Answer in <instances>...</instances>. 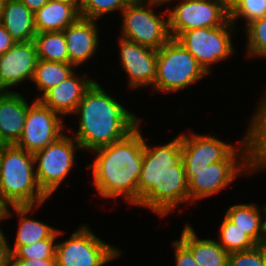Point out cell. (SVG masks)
<instances>
[{
  "instance_id": "6da1fadb",
  "label": "cell",
  "mask_w": 266,
  "mask_h": 266,
  "mask_svg": "<svg viewBox=\"0 0 266 266\" xmlns=\"http://www.w3.org/2000/svg\"><path fill=\"white\" fill-rule=\"evenodd\" d=\"M186 203L189 204V183L182 162L181 136L154 146L144 138L138 207L165 218Z\"/></svg>"
},
{
  "instance_id": "7a4b0ae2",
  "label": "cell",
  "mask_w": 266,
  "mask_h": 266,
  "mask_svg": "<svg viewBox=\"0 0 266 266\" xmlns=\"http://www.w3.org/2000/svg\"><path fill=\"white\" fill-rule=\"evenodd\" d=\"M108 92L102 84L94 81L72 115L77 118V131L67 127V132L73 133L71 135L82 151L90 153L108 146L141 127L144 118L114 98L116 92Z\"/></svg>"
},
{
  "instance_id": "3957f363",
  "label": "cell",
  "mask_w": 266,
  "mask_h": 266,
  "mask_svg": "<svg viewBox=\"0 0 266 266\" xmlns=\"http://www.w3.org/2000/svg\"><path fill=\"white\" fill-rule=\"evenodd\" d=\"M141 128L90 153L94 159L86 168L91 171L92 185L99 198L113 199L115 204L123 198L128 206L138 207V180L144 152Z\"/></svg>"
},
{
  "instance_id": "277c9868",
  "label": "cell",
  "mask_w": 266,
  "mask_h": 266,
  "mask_svg": "<svg viewBox=\"0 0 266 266\" xmlns=\"http://www.w3.org/2000/svg\"><path fill=\"white\" fill-rule=\"evenodd\" d=\"M0 196L9 206H36L48 201L36 180L33 153L14 144L3 146Z\"/></svg>"
},
{
  "instance_id": "5b68a950",
  "label": "cell",
  "mask_w": 266,
  "mask_h": 266,
  "mask_svg": "<svg viewBox=\"0 0 266 266\" xmlns=\"http://www.w3.org/2000/svg\"><path fill=\"white\" fill-rule=\"evenodd\" d=\"M185 172L189 183L190 206L222 194L237 178L256 174L251 163L249 136L225 160L210 164L202 170Z\"/></svg>"
},
{
  "instance_id": "8992f818",
  "label": "cell",
  "mask_w": 266,
  "mask_h": 266,
  "mask_svg": "<svg viewBox=\"0 0 266 266\" xmlns=\"http://www.w3.org/2000/svg\"><path fill=\"white\" fill-rule=\"evenodd\" d=\"M207 77L209 74L176 39L171 38L157 50L153 92L176 94Z\"/></svg>"
},
{
  "instance_id": "52a82bcc",
  "label": "cell",
  "mask_w": 266,
  "mask_h": 266,
  "mask_svg": "<svg viewBox=\"0 0 266 266\" xmlns=\"http://www.w3.org/2000/svg\"><path fill=\"white\" fill-rule=\"evenodd\" d=\"M123 255L116 245L97 237L88 224H80L67 239L56 243L57 266H107Z\"/></svg>"
},
{
  "instance_id": "ba28073f",
  "label": "cell",
  "mask_w": 266,
  "mask_h": 266,
  "mask_svg": "<svg viewBox=\"0 0 266 266\" xmlns=\"http://www.w3.org/2000/svg\"><path fill=\"white\" fill-rule=\"evenodd\" d=\"M154 6L141 0H132L121 12L119 36L158 50L172 37L169 31V14L156 13Z\"/></svg>"
},
{
  "instance_id": "9c48e42d",
  "label": "cell",
  "mask_w": 266,
  "mask_h": 266,
  "mask_svg": "<svg viewBox=\"0 0 266 266\" xmlns=\"http://www.w3.org/2000/svg\"><path fill=\"white\" fill-rule=\"evenodd\" d=\"M238 29L228 20L214 28H196L180 33L175 39L186 48L210 75L212 66L231 60L236 52L233 36ZM234 34V35H233ZM215 64V65H214ZM212 65V66H211Z\"/></svg>"
},
{
  "instance_id": "30bf717a",
  "label": "cell",
  "mask_w": 266,
  "mask_h": 266,
  "mask_svg": "<svg viewBox=\"0 0 266 266\" xmlns=\"http://www.w3.org/2000/svg\"><path fill=\"white\" fill-rule=\"evenodd\" d=\"M78 151L82 152L81 147L66 131L55 142L33 154L38 186L48 198L52 197L67 176H70L78 159Z\"/></svg>"
},
{
  "instance_id": "8fae6325",
  "label": "cell",
  "mask_w": 266,
  "mask_h": 266,
  "mask_svg": "<svg viewBox=\"0 0 266 266\" xmlns=\"http://www.w3.org/2000/svg\"><path fill=\"white\" fill-rule=\"evenodd\" d=\"M64 122L58 113L33 99L28 107L20 139L14 145L34 154L66 132L67 124Z\"/></svg>"
},
{
  "instance_id": "7c38bea8",
  "label": "cell",
  "mask_w": 266,
  "mask_h": 266,
  "mask_svg": "<svg viewBox=\"0 0 266 266\" xmlns=\"http://www.w3.org/2000/svg\"><path fill=\"white\" fill-rule=\"evenodd\" d=\"M168 14L169 31L174 39L184 31L219 27L229 20L218 0H179Z\"/></svg>"
},
{
  "instance_id": "4fadbf2b",
  "label": "cell",
  "mask_w": 266,
  "mask_h": 266,
  "mask_svg": "<svg viewBox=\"0 0 266 266\" xmlns=\"http://www.w3.org/2000/svg\"><path fill=\"white\" fill-rule=\"evenodd\" d=\"M243 137L235 144L225 142L211 133L200 135L192 129L181 132L182 162L185 171L202 170L210 164L225 160L247 137L248 126Z\"/></svg>"
},
{
  "instance_id": "5bb4252c",
  "label": "cell",
  "mask_w": 266,
  "mask_h": 266,
  "mask_svg": "<svg viewBox=\"0 0 266 266\" xmlns=\"http://www.w3.org/2000/svg\"><path fill=\"white\" fill-rule=\"evenodd\" d=\"M121 69L126 72V88L136 91L154 86L157 68V50L116 36Z\"/></svg>"
},
{
  "instance_id": "9a60e30c",
  "label": "cell",
  "mask_w": 266,
  "mask_h": 266,
  "mask_svg": "<svg viewBox=\"0 0 266 266\" xmlns=\"http://www.w3.org/2000/svg\"><path fill=\"white\" fill-rule=\"evenodd\" d=\"M37 61L33 40L16 42L6 53L0 55V91L14 92L16 86L20 88L19 85H25L26 81L32 82Z\"/></svg>"
},
{
  "instance_id": "2e32d148",
  "label": "cell",
  "mask_w": 266,
  "mask_h": 266,
  "mask_svg": "<svg viewBox=\"0 0 266 266\" xmlns=\"http://www.w3.org/2000/svg\"><path fill=\"white\" fill-rule=\"evenodd\" d=\"M99 21L79 18L69 25L65 34L69 64L81 69L83 64L90 61L100 49ZM98 50V51H97Z\"/></svg>"
},
{
  "instance_id": "e0dca14e",
  "label": "cell",
  "mask_w": 266,
  "mask_h": 266,
  "mask_svg": "<svg viewBox=\"0 0 266 266\" xmlns=\"http://www.w3.org/2000/svg\"><path fill=\"white\" fill-rule=\"evenodd\" d=\"M74 71L63 82L47 91L39 101L58 113L64 120L77 110L86 90L95 81L86 72Z\"/></svg>"
},
{
  "instance_id": "ac0fdd59",
  "label": "cell",
  "mask_w": 266,
  "mask_h": 266,
  "mask_svg": "<svg viewBox=\"0 0 266 266\" xmlns=\"http://www.w3.org/2000/svg\"><path fill=\"white\" fill-rule=\"evenodd\" d=\"M23 95L17 90L0 91V143L11 145L20 139L31 104Z\"/></svg>"
},
{
  "instance_id": "d6986e66",
  "label": "cell",
  "mask_w": 266,
  "mask_h": 266,
  "mask_svg": "<svg viewBox=\"0 0 266 266\" xmlns=\"http://www.w3.org/2000/svg\"><path fill=\"white\" fill-rule=\"evenodd\" d=\"M180 238H177L191 253L199 266H227L229 253L216 238H199L192 224L184 223Z\"/></svg>"
},
{
  "instance_id": "ffe728a7",
  "label": "cell",
  "mask_w": 266,
  "mask_h": 266,
  "mask_svg": "<svg viewBox=\"0 0 266 266\" xmlns=\"http://www.w3.org/2000/svg\"><path fill=\"white\" fill-rule=\"evenodd\" d=\"M224 215L257 245L266 244V204L258 205L256 202L233 204L228 207Z\"/></svg>"
},
{
  "instance_id": "44dd1931",
  "label": "cell",
  "mask_w": 266,
  "mask_h": 266,
  "mask_svg": "<svg viewBox=\"0 0 266 266\" xmlns=\"http://www.w3.org/2000/svg\"><path fill=\"white\" fill-rule=\"evenodd\" d=\"M39 207H43V204L36 206H9L6 219L15 218L14 215L16 217L18 216L17 219L19 218L13 246H25L42 239L50 238L58 230L46 222L29 217L31 213L37 214Z\"/></svg>"
},
{
  "instance_id": "7402d4cb",
  "label": "cell",
  "mask_w": 266,
  "mask_h": 266,
  "mask_svg": "<svg viewBox=\"0 0 266 266\" xmlns=\"http://www.w3.org/2000/svg\"><path fill=\"white\" fill-rule=\"evenodd\" d=\"M0 23L15 42L34 40L37 33L34 13L20 0H5Z\"/></svg>"
},
{
  "instance_id": "603a6c76",
  "label": "cell",
  "mask_w": 266,
  "mask_h": 266,
  "mask_svg": "<svg viewBox=\"0 0 266 266\" xmlns=\"http://www.w3.org/2000/svg\"><path fill=\"white\" fill-rule=\"evenodd\" d=\"M258 100L246 124L250 139L251 163L257 174L266 172V91Z\"/></svg>"
},
{
  "instance_id": "cb8c5ba5",
  "label": "cell",
  "mask_w": 266,
  "mask_h": 266,
  "mask_svg": "<svg viewBox=\"0 0 266 266\" xmlns=\"http://www.w3.org/2000/svg\"><path fill=\"white\" fill-rule=\"evenodd\" d=\"M80 18V12L70 4L49 0L34 12L37 32L64 31Z\"/></svg>"
},
{
  "instance_id": "d4e9b609",
  "label": "cell",
  "mask_w": 266,
  "mask_h": 266,
  "mask_svg": "<svg viewBox=\"0 0 266 266\" xmlns=\"http://www.w3.org/2000/svg\"><path fill=\"white\" fill-rule=\"evenodd\" d=\"M77 68L69 63L37 61L32 84L40 93L34 99L39 100L47 91L63 82Z\"/></svg>"
},
{
  "instance_id": "484cf974",
  "label": "cell",
  "mask_w": 266,
  "mask_h": 266,
  "mask_svg": "<svg viewBox=\"0 0 266 266\" xmlns=\"http://www.w3.org/2000/svg\"><path fill=\"white\" fill-rule=\"evenodd\" d=\"M33 41L39 60L69 63L63 31L37 32Z\"/></svg>"
},
{
  "instance_id": "4316f807",
  "label": "cell",
  "mask_w": 266,
  "mask_h": 266,
  "mask_svg": "<svg viewBox=\"0 0 266 266\" xmlns=\"http://www.w3.org/2000/svg\"><path fill=\"white\" fill-rule=\"evenodd\" d=\"M63 231L64 229H58L50 238L25 246H11L8 240L11 259H56V243L57 239L63 235Z\"/></svg>"
},
{
  "instance_id": "83f0119b",
  "label": "cell",
  "mask_w": 266,
  "mask_h": 266,
  "mask_svg": "<svg viewBox=\"0 0 266 266\" xmlns=\"http://www.w3.org/2000/svg\"><path fill=\"white\" fill-rule=\"evenodd\" d=\"M223 216L216 240L228 253L249 250L257 245L244 231Z\"/></svg>"
},
{
  "instance_id": "f1b7e54d",
  "label": "cell",
  "mask_w": 266,
  "mask_h": 266,
  "mask_svg": "<svg viewBox=\"0 0 266 266\" xmlns=\"http://www.w3.org/2000/svg\"><path fill=\"white\" fill-rule=\"evenodd\" d=\"M244 29L247 41L245 58L266 59V15L251 21Z\"/></svg>"
},
{
  "instance_id": "f546056e",
  "label": "cell",
  "mask_w": 266,
  "mask_h": 266,
  "mask_svg": "<svg viewBox=\"0 0 266 266\" xmlns=\"http://www.w3.org/2000/svg\"><path fill=\"white\" fill-rule=\"evenodd\" d=\"M132 0H82L80 17L101 21L104 16L114 14V11L121 14L122 10ZM100 19V20H99Z\"/></svg>"
},
{
  "instance_id": "4dcf8cb0",
  "label": "cell",
  "mask_w": 266,
  "mask_h": 266,
  "mask_svg": "<svg viewBox=\"0 0 266 266\" xmlns=\"http://www.w3.org/2000/svg\"><path fill=\"white\" fill-rule=\"evenodd\" d=\"M266 15V0H242L237 8L229 15V20L237 27L244 22V27L251 21ZM243 19V20H242ZM237 25V26H236Z\"/></svg>"
},
{
  "instance_id": "1f68e13d",
  "label": "cell",
  "mask_w": 266,
  "mask_h": 266,
  "mask_svg": "<svg viewBox=\"0 0 266 266\" xmlns=\"http://www.w3.org/2000/svg\"><path fill=\"white\" fill-rule=\"evenodd\" d=\"M266 244L256 245L254 248L229 253L227 266H265Z\"/></svg>"
},
{
  "instance_id": "d6a6232c",
  "label": "cell",
  "mask_w": 266,
  "mask_h": 266,
  "mask_svg": "<svg viewBox=\"0 0 266 266\" xmlns=\"http://www.w3.org/2000/svg\"><path fill=\"white\" fill-rule=\"evenodd\" d=\"M174 249V265L175 266H199L193 259L192 253L178 240L174 239L171 242Z\"/></svg>"
},
{
  "instance_id": "836d02e7",
  "label": "cell",
  "mask_w": 266,
  "mask_h": 266,
  "mask_svg": "<svg viewBox=\"0 0 266 266\" xmlns=\"http://www.w3.org/2000/svg\"><path fill=\"white\" fill-rule=\"evenodd\" d=\"M11 266H57L56 259H11Z\"/></svg>"
},
{
  "instance_id": "e575fe53",
  "label": "cell",
  "mask_w": 266,
  "mask_h": 266,
  "mask_svg": "<svg viewBox=\"0 0 266 266\" xmlns=\"http://www.w3.org/2000/svg\"><path fill=\"white\" fill-rule=\"evenodd\" d=\"M4 233H0V266H11L8 237Z\"/></svg>"
},
{
  "instance_id": "d590c367",
  "label": "cell",
  "mask_w": 266,
  "mask_h": 266,
  "mask_svg": "<svg viewBox=\"0 0 266 266\" xmlns=\"http://www.w3.org/2000/svg\"><path fill=\"white\" fill-rule=\"evenodd\" d=\"M16 42L0 23V55L6 53Z\"/></svg>"
},
{
  "instance_id": "8d00e7d4",
  "label": "cell",
  "mask_w": 266,
  "mask_h": 266,
  "mask_svg": "<svg viewBox=\"0 0 266 266\" xmlns=\"http://www.w3.org/2000/svg\"><path fill=\"white\" fill-rule=\"evenodd\" d=\"M141 1H143L146 4H150V5L154 6L156 9L159 8V7L161 8L162 6H164L165 7V10L168 11L179 0H141Z\"/></svg>"
},
{
  "instance_id": "74e56055",
  "label": "cell",
  "mask_w": 266,
  "mask_h": 266,
  "mask_svg": "<svg viewBox=\"0 0 266 266\" xmlns=\"http://www.w3.org/2000/svg\"><path fill=\"white\" fill-rule=\"evenodd\" d=\"M222 8L230 15L242 0H218Z\"/></svg>"
},
{
  "instance_id": "f35d334b",
  "label": "cell",
  "mask_w": 266,
  "mask_h": 266,
  "mask_svg": "<svg viewBox=\"0 0 266 266\" xmlns=\"http://www.w3.org/2000/svg\"><path fill=\"white\" fill-rule=\"evenodd\" d=\"M25 4L33 13L45 5L49 0H20Z\"/></svg>"
},
{
  "instance_id": "ab89813d",
  "label": "cell",
  "mask_w": 266,
  "mask_h": 266,
  "mask_svg": "<svg viewBox=\"0 0 266 266\" xmlns=\"http://www.w3.org/2000/svg\"><path fill=\"white\" fill-rule=\"evenodd\" d=\"M52 1L73 5L79 12L82 5V0H52Z\"/></svg>"
},
{
  "instance_id": "60d3db41",
  "label": "cell",
  "mask_w": 266,
  "mask_h": 266,
  "mask_svg": "<svg viewBox=\"0 0 266 266\" xmlns=\"http://www.w3.org/2000/svg\"><path fill=\"white\" fill-rule=\"evenodd\" d=\"M4 3H5V0H0V15H1L2 9L4 7Z\"/></svg>"
},
{
  "instance_id": "b9f144b4",
  "label": "cell",
  "mask_w": 266,
  "mask_h": 266,
  "mask_svg": "<svg viewBox=\"0 0 266 266\" xmlns=\"http://www.w3.org/2000/svg\"><path fill=\"white\" fill-rule=\"evenodd\" d=\"M5 144H3V143H0V158H1V154H2V149H3V146H4Z\"/></svg>"
}]
</instances>
